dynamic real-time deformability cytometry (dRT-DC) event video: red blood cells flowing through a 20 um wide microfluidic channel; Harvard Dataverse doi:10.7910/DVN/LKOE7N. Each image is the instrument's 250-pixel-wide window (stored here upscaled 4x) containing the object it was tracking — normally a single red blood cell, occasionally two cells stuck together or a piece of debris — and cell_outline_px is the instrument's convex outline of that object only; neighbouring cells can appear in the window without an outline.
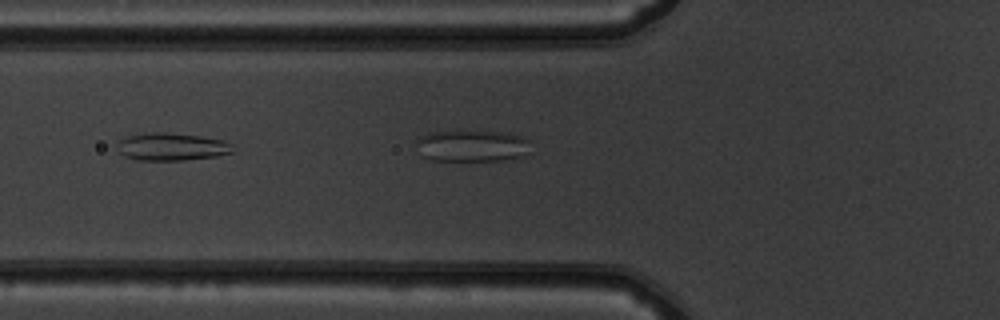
{"species": "common noctule bat (a hibernating species)", "species_latin": "Nyctalus noctula", "temperature_condition": "warm", "stored_images_in_passage": 8, "segment_of_instrument_passage": [2, 2], "camera_frame_rate_fps": 3000, "um_per_image_px": 0.085, "animal": {"sex": "male", "body_mass_g": 19.5, "forearm_length_mm": 54.6}, "frame": {"image": 1, "passage_image": 8, "time_ms": 2.333, "image_size_px": [1000, 320], "cell_outline_px": [[528, 152], [524, 156], [500, 160], [432, 160], [420, 156], [416, 140], [420, 136], [428, 132], [508, 132], [524, 136], [528, 140]], "centroid_in_image_um": [40.11, 12.4], "position_along_channel_um": 85.7, "area_um2": 20.92}}